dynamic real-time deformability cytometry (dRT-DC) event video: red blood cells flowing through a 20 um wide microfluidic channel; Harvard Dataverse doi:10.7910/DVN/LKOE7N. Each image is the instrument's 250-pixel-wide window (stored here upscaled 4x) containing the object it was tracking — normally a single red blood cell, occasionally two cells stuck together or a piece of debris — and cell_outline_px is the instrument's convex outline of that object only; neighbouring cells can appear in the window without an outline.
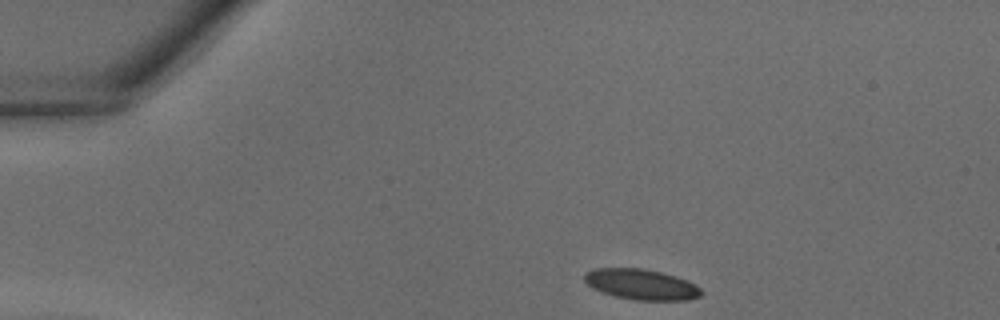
{"species": "common noctule bat (a hibernating species)", "species_latin": "Nyctalus noctula", "temperature_condition": "warm", "stored_images_in_passage": 32, "camera_frame_rate_fps": 3000, "um_per_image_px": 0.085, "animal": {"sex": "male", "body_mass_g": 18.8}, "frame": {"image": 1, "passage_image": 1, "time_ms": 0.0, "image_size_px": [1000, 320], "cell_outline_px": [[704, 292], [700, 296], [688, 300], [636, 300], [616, 296], [600, 292], [592, 288], [584, 280], [584, 272], [596, 268], [640, 268], [660, 272], [676, 276], [700, 288]], "centroid_in_image_um": [54.47, 24.17], "position_along_channel_um": 30.5, "area_um2": 20.69}}
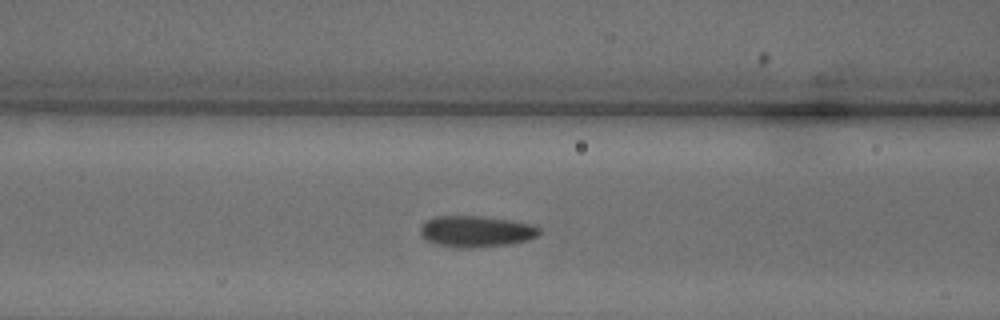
{"frame": {"image": 2, "passage_image": 10, "time_ms": 3.0, "image_size_px": [1000, 320], "cell_outline_px": [[540, 232], [536, 236], [528, 240], [512, 244], [472, 248], [460, 248], [436, 244], [420, 236], [420, 228], [424, 220], [432, 216], [484, 216], [508, 220], [528, 224], [540, 228]], "centroid_in_image_um": [40.41, 19.67], "position_along_channel_um": 126.2, "area_um2": 21.79}}
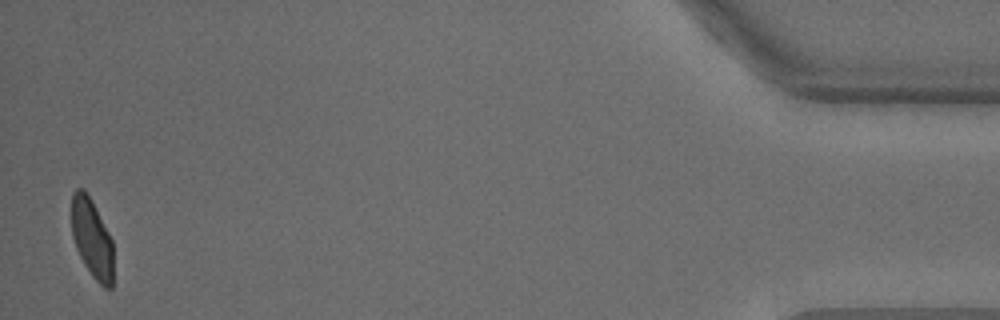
{"frame": {"image": 3, "passage_image": 32, "time_ms": 10.333, "image_size_px": [1000, 320], "cell_outline_px": [[112, 288], [104, 288], [92, 276], [84, 264], [76, 248], [72, 236], [72, 192], [76, 188], [84, 188], [108, 232], [112, 240]], "centroid_in_image_um": [7.8, 20.27], "position_along_channel_um": 427.4, "area_um2": 18.9}}